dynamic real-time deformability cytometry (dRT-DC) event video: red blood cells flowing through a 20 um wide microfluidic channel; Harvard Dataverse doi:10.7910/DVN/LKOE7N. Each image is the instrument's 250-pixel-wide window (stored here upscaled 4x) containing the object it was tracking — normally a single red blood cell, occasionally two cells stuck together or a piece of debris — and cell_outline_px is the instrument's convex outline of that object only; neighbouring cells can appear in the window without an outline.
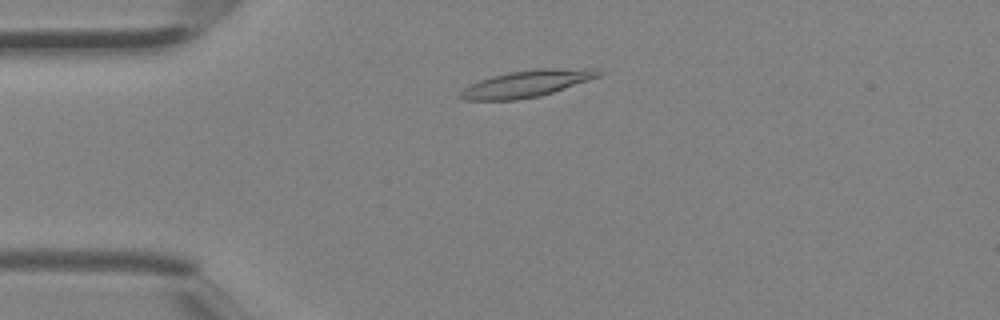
{"species": "Egyptian fruit bat (a non-hibernating species)", "species_latin": "Rousettus aegyptiacus", "temperature_condition": "room temperature", "stored_images_in_passage": 2, "camera_frame_rate_fps": 3000, "um_per_image_px": 0.085, "animal": {"sex": "female"}, "frame": {"image": 1, "passage_image": 2, "time_ms": 0.333, "image_size_px": [1000, 320], "cell_outline_px": [[604, 72], [600, 76], [540, 96], [516, 100], [464, 100], [460, 96], [460, 92], [464, 88], [480, 80], [492, 76], [508, 72], [536, 68], [600, 68]], "centroid_in_image_um": [44.82, 7.09], "position_along_channel_um": 40.2, "area_um2": 21.56}}